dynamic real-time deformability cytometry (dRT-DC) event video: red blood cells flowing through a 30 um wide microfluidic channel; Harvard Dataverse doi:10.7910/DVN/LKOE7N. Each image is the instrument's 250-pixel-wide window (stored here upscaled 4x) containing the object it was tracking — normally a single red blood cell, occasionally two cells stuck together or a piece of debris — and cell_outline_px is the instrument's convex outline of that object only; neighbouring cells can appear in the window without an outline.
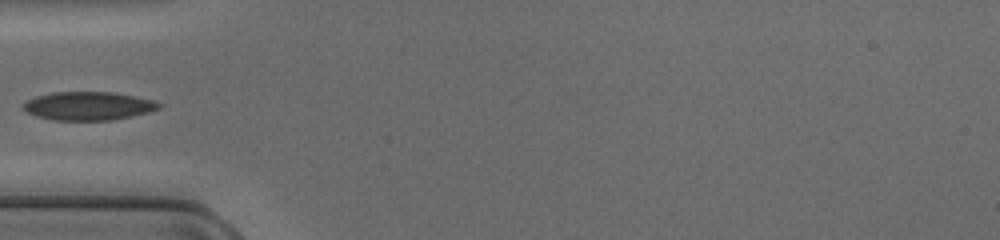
{"species": "common noctule bat (a hibernating species)", "species_latin": "Nyctalus noctula", "temperature_condition": "cold", "stored_images_in_passage": 20, "camera_frame_rate_fps": 3000, "um_per_image_px": 0.085, "animal": {"sex": "female", "body_mass_g": 17.0, "forearm_length_mm": 48.0}, "frame": {"image": 1, "passage_image": 1, "time_ms": 0.0, "image_size_px": [1000, 240], "cell_outline_px": [[164, 104], [160, 108], [148, 112], [132, 116], [112, 120], [52, 120], [36, 116], [28, 112], [24, 108], [24, 104], [28, 100], [36, 96], [52, 92], [112, 92], [152, 100]], "centroid_in_image_um": [7.53, 9.01], "position_along_channel_um": 77.5, "area_um2": 22.31}}
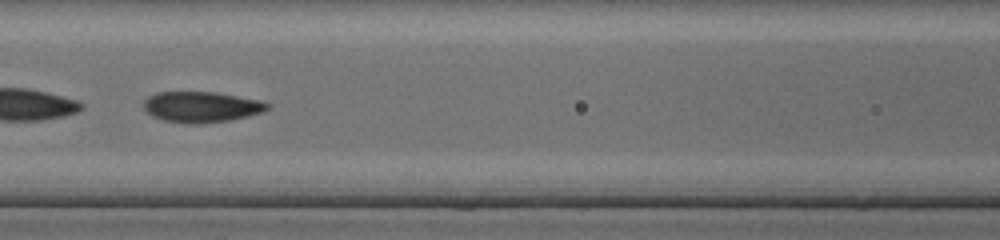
{"frame": {"image": 2, "passage_image": 6, "time_ms": 1.667, "image_size_px": [1000, 240], "cell_outline_px": [[268, 108], [264, 112], [248, 116], [228, 120], [196, 124], [192, 124], [164, 120], [152, 116], [144, 108], [144, 100], [148, 96], [156, 92], [216, 92], [260, 100], [268, 104]], "centroid_in_image_um": [17.11, 9.08], "position_along_channel_um": 149.5, "area_um2": 22.02}}
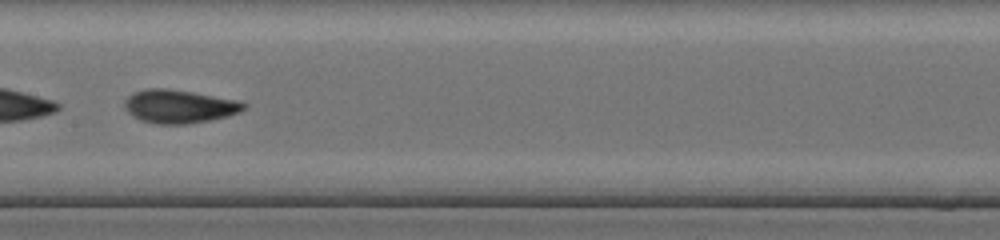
{"frame": {"image": 3, "passage_image": 9, "time_ms": 2.667, "image_size_px": [1000, 240], "cell_outline_px": [[248, 108], [240, 112], [228, 116], [208, 120], [184, 124], [156, 124], [140, 120], [132, 116], [124, 108], [124, 100], [132, 92], [148, 88], [168, 88], [192, 92], [236, 100], [248, 104]], "centroid_in_image_um": [15.21, 9.04], "position_along_channel_um": 192.2, "area_um2": 23.29}}